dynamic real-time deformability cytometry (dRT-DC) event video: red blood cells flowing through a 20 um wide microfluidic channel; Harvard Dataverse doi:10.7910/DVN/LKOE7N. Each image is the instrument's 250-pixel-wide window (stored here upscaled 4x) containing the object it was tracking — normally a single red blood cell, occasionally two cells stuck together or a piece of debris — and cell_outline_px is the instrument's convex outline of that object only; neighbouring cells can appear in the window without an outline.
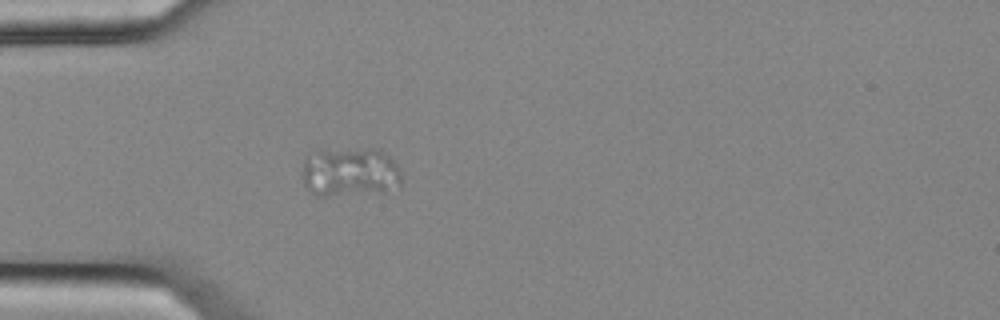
{"species": "common noctule bat (a hibernating species)", "species_latin": "Nyctalus noctula", "temperature_condition": "cold", "stored_images_in_passage": 1, "camera_frame_rate_fps": 3000, "um_per_image_px": 0.085, "animal": {"sex": "female", "body_mass_g": 25.1}, "frame": {"image": 1, "passage_image": 1, "time_ms": 0.0, "image_size_px": [1000, 320], "cell_outline_px": [[400, 188], [388, 192], [324, 196], [316, 196], [304, 184], [304, 160], [316, 152], [372, 148], [380, 148], [400, 168]], "centroid_in_image_um": [29.83, 14.66], "position_along_channel_um": 55.2, "area_um2": 28.38}}